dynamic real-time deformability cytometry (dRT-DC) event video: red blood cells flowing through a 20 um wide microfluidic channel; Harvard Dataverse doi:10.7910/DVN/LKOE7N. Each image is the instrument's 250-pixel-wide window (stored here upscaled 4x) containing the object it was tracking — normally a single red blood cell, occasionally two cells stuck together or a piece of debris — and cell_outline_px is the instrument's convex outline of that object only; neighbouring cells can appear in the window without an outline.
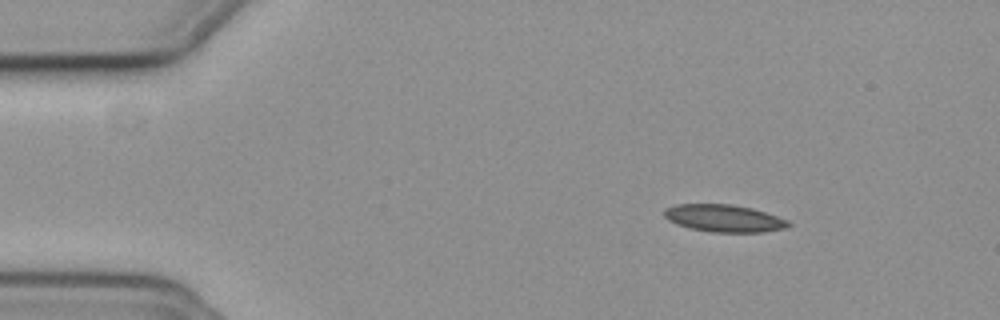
{"species": "common noctule bat (a hibernating species)", "species_latin": "Nyctalus noctula", "temperature_condition": "cold", "stored_images_in_passage": 3, "camera_frame_rate_fps": 3000, "um_per_image_px": 0.085, "animal": {"sex": "female", "body_mass_g": 19.3, "forearm_length_mm": 54.1}, "frame": {"image": 1, "passage_image": 1, "time_ms": 0.0, "image_size_px": [1000, 320], "cell_outline_px": [[792, 224], [784, 228], [764, 232], [712, 232], [688, 228], [676, 224], [668, 220], [664, 216], [664, 208], [676, 204], [728, 204], [752, 208], [788, 220]], "centroid_in_image_um": [61.5, 18.55], "position_along_channel_um": 23.5, "area_um2": 19.77}}